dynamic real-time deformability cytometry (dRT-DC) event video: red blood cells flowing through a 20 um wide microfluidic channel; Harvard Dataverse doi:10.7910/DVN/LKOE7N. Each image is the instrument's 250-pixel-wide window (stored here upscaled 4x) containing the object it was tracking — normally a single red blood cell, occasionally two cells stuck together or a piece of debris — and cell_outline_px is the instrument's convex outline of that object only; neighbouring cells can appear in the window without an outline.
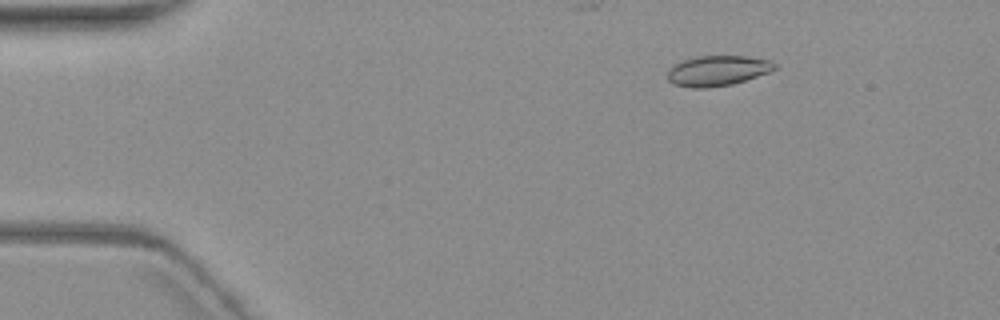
{"species": "common noctule bat (a hibernating species)", "species_latin": "Nyctalus noctula", "temperature_condition": "warm", "stored_images_in_passage": 6, "camera_frame_rate_fps": 3000, "um_per_image_px": 0.085, "animal": {"sex": "female", "body_mass_g": 19.3, "forearm_length_mm": 54.1}, "frame": {"image": 1, "passage_image": 3, "time_ms": 2.333, "image_size_px": [1000, 320], "cell_outline_px": [[776, 68], [768, 72], [732, 84], [708, 88], [692, 88], [672, 84], [668, 80], [668, 68], [684, 60], [696, 56], [748, 56], [772, 60], [776, 64]], "centroid_in_image_um": [60.98, 6.01], "position_along_channel_um": 24.0, "area_um2": 18.9}}
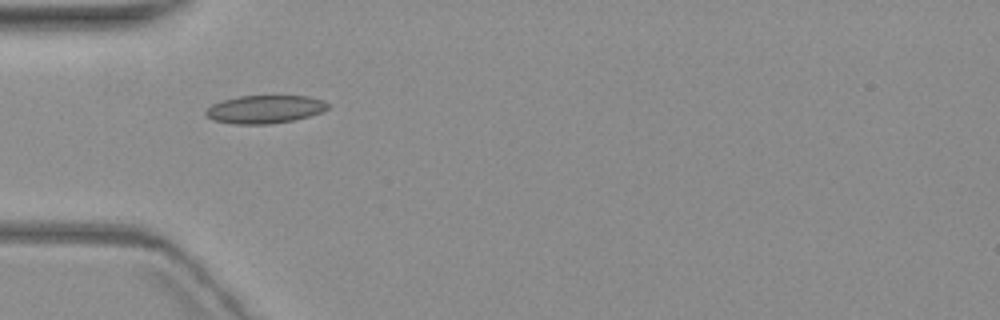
{"frame": {"image": 2, "passage_image": 5, "time_ms": 5.667, "image_size_px": [1000, 320], "cell_outline_px": [[328, 108], [320, 112], [308, 116], [292, 120], [268, 124], [236, 124], [212, 120], [204, 112], [212, 104], [224, 100], [240, 96], [308, 96], [324, 100], [328, 104]], "centroid_in_image_um": [22.5, 9.28], "position_along_channel_um": 62.5, "area_um2": 19.71}}
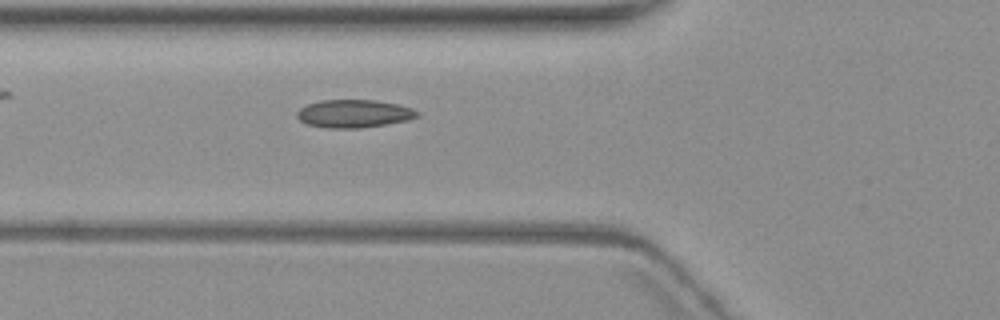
{"frame": {"image": 3, "passage_image": 6, "time_ms": 6.667, "image_size_px": [1000, 320], "cell_outline_px": [[420, 116], [408, 120], [360, 128], [328, 128], [308, 124], [300, 120], [296, 116], [296, 112], [300, 108], [308, 104], [320, 100], [376, 100], [396, 104], [412, 108], [420, 112]], "centroid_in_image_um": [30.09, 9.65], "position_along_channel_um": 95.7, "area_um2": 19.54}}